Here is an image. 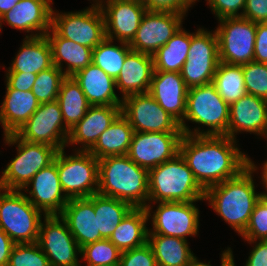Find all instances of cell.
<instances>
[{
	"instance_id": "cell-14",
	"label": "cell",
	"mask_w": 267,
	"mask_h": 266,
	"mask_svg": "<svg viewBox=\"0 0 267 266\" xmlns=\"http://www.w3.org/2000/svg\"><path fill=\"white\" fill-rule=\"evenodd\" d=\"M121 113L128 119L134 132H182L180 123L149 92L125 97Z\"/></svg>"
},
{
	"instance_id": "cell-11",
	"label": "cell",
	"mask_w": 267,
	"mask_h": 266,
	"mask_svg": "<svg viewBox=\"0 0 267 266\" xmlns=\"http://www.w3.org/2000/svg\"><path fill=\"white\" fill-rule=\"evenodd\" d=\"M77 11L58 13L52 10L51 27L63 38L94 49L105 38V21L97 2Z\"/></svg>"
},
{
	"instance_id": "cell-51",
	"label": "cell",
	"mask_w": 267,
	"mask_h": 266,
	"mask_svg": "<svg viewBox=\"0 0 267 266\" xmlns=\"http://www.w3.org/2000/svg\"><path fill=\"white\" fill-rule=\"evenodd\" d=\"M233 261V252L231 248H227L221 255V266H228ZM187 266H211L210 264L200 262L195 256Z\"/></svg>"
},
{
	"instance_id": "cell-12",
	"label": "cell",
	"mask_w": 267,
	"mask_h": 266,
	"mask_svg": "<svg viewBox=\"0 0 267 266\" xmlns=\"http://www.w3.org/2000/svg\"><path fill=\"white\" fill-rule=\"evenodd\" d=\"M70 130L65 126L57 100L40 104L28 121L15 133L20 139L65 148Z\"/></svg>"
},
{
	"instance_id": "cell-20",
	"label": "cell",
	"mask_w": 267,
	"mask_h": 266,
	"mask_svg": "<svg viewBox=\"0 0 267 266\" xmlns=\"http://www.w3.org/2000/svg\"><path fill=\"white\" fill-rule=\"evenodd\" d=\"M188 88L178 72L154 71L149 94L181 123L186 113Z\"/></svg>"
},
{
	"instance_id": "cell-45",
	"label": "cell",
	"mask_w": 267,
	"mask_h": 266,
	"mask_svg": "<svg viewBox=\"0 0 267 266\" xmlns=\"http://www.w3.org/2000/svg\"><path fill=\"white\" fill-rule=\"evenodd\" d=\"M197 0H143L147 11L175 12L185 14Z\"/></svg>"
},
{
	"instance_id": "cell-17",
	"label": "cell",
	"mask_w": 267,
	"mask_h": 266,
	"mask_svg": "<svg viewBox=\"0 0 267 266\" xmlns=\"http://www.w3.org/2000/svg\"><path fill=\"white\" fill-rule=\"evenodd\" d=\"M184 16L175 12L146 11L130 48L152 56L181 28Z\"/></svg>"
},
{
	"instance_id": "cell-57",
	"label": "cell",
	"mask_w": 267,
	"mask_h": 266,
	"mask_svg": "<svg viewBox=\"0 0 267 266\" xmlns=\"http://www.w3.org/2000/svg\"><path fill=\"white\" fill-rule=\"evenodd\" d=\"M228 266H236L234 263V256H233V261Z\"/></svg>"
},
{
	"instance_id": "cell-15",
	"label": "cell",
	"mask_w": 267,
	"mask_h": 266,
	"mask_svg": "<svg viewBox=\"0 0 267 266\" xmlns=\"http://www.w3.org/2000/svg\"><path fill=\"white\" fill-rule=\"evenodd\" d=\"M37 243L47 256L50 266H80L81 248L60 215L44 216Z\"/></svg>"
},
{
	"instance_id": "cell-37",
	"label": "cell",
	"mask_w": 267,
	"mask_h": 266,
	"mask_svg": "<svg viewBox=\"0 0 267 266\" xmlns=\"http://www.w3.org/2000/svg\"><path fill=\"white\" fill-rule=\"evenodd\" d=\"M113 42V40L105 38L99 43L93 49L92 63L116 80L123 67L126 55L132 49L128 43L120 42V46H117Z\"/></svg>"
},
{
	"instance_id": "cell-31",
	"label": "cell",
	"mask_w": 267,
	"mask_h": 266,
	"mask_svg": "<svg viewBox=\"0 0 267 266\" xmlns=\"http://www.w3.org/2000/svg\"><path fill=\"white\" fill-rule=\"evenodd\" d=\"M146 208H132L118 224L109 240L121 251L131 250L148 241Z\"/></svg>"
},
{
	"instance_id": "cell-35",
	"label": "cell",
	"mask_w": 267,
	"mask_h": 266,
	"mask_svg": "<svg viewBox=\"0 0 267 266\" xmlns=\"http://www.w3.org/2000/svg\"><path fill=\"white\" fill-rule=\"evenodd\" d=\"M132 208L129 203L119 199L94 194V211L101 237L109 239Z\"/></svg>"
},
{
	"instance_id": "cell-34",
	"label": "cell",
	"mask_w": 267,
	"mask_h": 266,
	"mask_svg": "<svg viewBox=\"0 0 267 266\" xmlns=\"http://www.w3.org/2000/svg\"><path fill=\"white\" fill-rule=\"evenodd\" d=\"M65 126L71 130L91 106L81 87L72 76H66L57 96Z\"/></svg>"
},
{
	"instance_id": "cell-25",
	"label": "cell",
	"mask_w": 267,
	"mask_h": 266,
	"mask_svg": "<svg viewBox=\"0 0 267 266\" xmlns=\"http://www.w3.org/2000/svg\"><path fill=\"white\" fill-rule=\"evenodd\" d=\"M154 72L153 57L131 50L115 80L116 88L122 93V100L130 95L148 93Z\"/></svg>"
},
{
	"instance_id": "cell-44",
	"label": "cell",
	"mask_w": 267,
	"mask_h": 266,
	"mask_svg": "<svg viewBox=\"0 0 267 266\" xmlns=\"http://www.w3.org/2000/svg\"><path fill=\"white\" fill-rule=\"evenodd\" d=\"M245 3L246 0H207V4L218 20L225 17H242ZM239 10H242L241 13L238 12Z\"/></svg>"
},
{
	"instance_id": "cell-6",
	"label": "cell",
	"mask_w": 267,
	"mask_h": 266,
	"mask_svg": "<svg viewBox=\"0 0 267 266\" xmlns=\"http://www.w3.org/2000/svg\"><path fill=\"white\" fill-rule=\"evenodd\" d=\"M7 145L18 144L17 156L2 172L0 188L21 190L41 169L54 162L58 150L47 144L32 143L20 139L15 133L4 136Z\"/></svg>"
},
{
	"instance_id": "cell-48",
	"label": "cell",
	"mask_w": 267,
	"mask_h": 266,
	"mask_svg": "<svg viewBox=\"0 0 267 266\" xmlns=\"http://www.w3.org/2000/svg\"><path fill=\"white\" fill-rule=\"evenodd\" d=\"M254 61L267 64V22L257 23Z\"/></svg>"
},
{
	"instance_id": "cell-4",
	"label": "cell",
	"mask_w": 267,
	"mask_h": 266,
	"mask_svg": "<svg viewBox=\"0 0 267 266\" xmlns=\"http://www.w3.org/2000/svg\"><path fill=\"white\" fill-rule=\"evenodd\" d=\"M148 190L149 203L153 201L154 204L201 201L205 194L179 153L173 159L148 170Z\"/></svg>"
},
{
	"instance_id": "cell-27",
	"label": "cell",
	"mask_w": 267,
	"mask_h": 266,
	"mask_svg": "<svg viewBox=\"0 0 267 266\" xmlns=\"http://www.w3.org/2000/svg\"><path fill=\"white\" fill-rule=\"evenodd\" d=\"M40 103L30 91L12 89L6 84V95L0 106V123L4 136L16 133L37 110Z\"/></svg>"
},
{
	"instance_id": "cell-28",
	"label": "cell",
	"mask_w": 267,
	"mask_h": 266,
	"mask_svg": "<svg viewBox=\"0 0 267 266\" xmlns=\"http://www.w3.org/2000/svg\"><path fill=\"white\" fill-rule=\"evenodd\" d=\"M45 36L51 46L53 65L65 76H73L92 63L93 49L61 37L52 27ZM63 61L67 65L64 70Z\"/></svg>"
},
{
	"instance_id": "cell-46",
	"label": "cell",
	"mask_w": 267,
	"mask_h": 266,
	"mask_svg": "<svg viewBox=\"0 0 267 266\" xmlns=\"http://www.w3.org/2000/svg\"><path fill=\"white\" fill-rule=\"evenodd\" d=\"M242 17L255 23L267 22V0H246Z\"/></svg>"
},
{
	"instance_id": "cell-49",
	"label": "cell",
	"mask_w": 267,
	"mask_h": 266,
	"mask_svg": "<svg viewBox=\"0 0 267 266\" xmlns=\"http://www.w3.org/2000/svg\"><path fill=\"white\" fill-rule=\"evenodd\" d=\"M248 243L256 244L255 247L253 246L245 266H267V240L248 241Z\"/></svg>"
},
{
	"instance_id": "cell-21",
	"label": "cell",
	"mask_w": 267,
	"mask_h": 266,
	"mask_svg": "<svg viewBox=\"0 0 267 266\" xmlns=\"http://www.w3.org/2000/svg\"><path fill=\"white\" fill-rule=\"evenodd\" d=\"M60 217L66 222L80 248L103 239L94 211V195L69 199Z\"/></svg>"
},
{
	"instance_id": "cell-40",
	"label": "cell",
	"mask_w": 267,
	"mask_h": 266,
	"mask_svg": "<svg viewBox=\"0 0 267 266\" xmlns=\"http://www.w3.org/2000/svg\"><path fill=\"white\" fill-rule=\"evenodd\" d=\"M7 266H50V263L36 242L14 244Z\"/></svg>"
},
{
	"instance_id": "cell-9",
	"label": "cell",
	"mask_w": 267,
	"mask_h": 266,
	"mask_svg": "<svg viewBox=\"0 0 267 266\" xmlns=\"http://www.w3.org/2000/svg\"><path fill=\"white\" fill-rule=\"evenodd\" d=\"M218 22L220 62L242 66L254 61L257 23L243 17H225Z\"/></svg>"
},
{
	"instance_id": "cell-30",
	"label": "cell",
	"mask_w": 267,
	"mask_h": 266,
	"mask_svg": "<svg viewBox=\"0 0 267 266\" xmlns=\"http://www.w3.org/2000/svg\"><path fill=\"white\" fill-rule=\"evenodd\" d=\"M134 130L120 113L88 150L98 160L107 156L127 155Z\"/></svg>"
},
{
	"instance_id": "cell-56",
	"label": "cell",
	"mask_w": 267,
	"mask_h": 266,
	"mask_svg": "<svg viewBox=\"0 0 267 266\" xmlns=\"http://www.w3.org/2000/svg\"><path fill=\"white\" fill-rule=\"evenodd\" d=\"M2 22H3V20H2V16L0 15V31H1V26H2Z\"/></svg>"
},
{
	"instance_id": "cell-7",
	"label": "cell",
	"mask_w": 267,
	"mask_h": 266,
	"mask_svg": "<svg viewBox=\"0 0 267 266\" xmlns=\"http://www.w3.org/2000/svg\"><path fill=\"white\" fill-rule=\"evenodd\" d=\"M41 213L21 190L0 188V228L15 244L38 241Z\"/></svg>"
},
{
	"instance_id": "cell-8",
	"label": "cell",
	"mask_w": 267,
	"mask_h": 266,
	"mask_svg": "<svg viewBox=\"0 0 267 266\" xmlns=\"http://www.w3.org/2000/svg\"><path fill=\"white\" fill-rule=\"evenodd\" d=\"M57 152V171L63 192L68 199L85 198L98 191V159L89 151L76 150L73 155Z\"/></svg>"
},
{
	"instance_id": "cell-52",
	"label": "cell",
	"mask_w": 267,
	"mask_h": 266,
	"mask_svg": "<svg viewBox=\"0 0 267 266\" xmlns=\"http://www.w3.org/2000/svg\"><path fill=\"white\" fill-rule=\"evenodd\" d=\"M20 0H0V15L3 16L10 11Z\"/></svg>"
},
{
	"instance_id": "cell-24",
	"label": "cell",
	"mask_w": 267,
	"mask_h": 266,
	"mask_svg": "<svg viewBox=\"0 0 267 266\" xmlns=\"http://www.w3.org/2000/svg\"><path fill=\"white\" fill-rule=\"evenodd\" d=\"M122 105L90 106L85 116L70 130L67 145L81 144L78 150L88 151L98 137L121 113Z\"/></svg>"
},
{
	"instance_id": "cell-47",
	"label": "cell",
	"mask_w": 267,
	"mask_h": 266,
	"mask_svg": "<svg viewBox=\"0 0 267 266\" xmlns=\"http://www.w3.org/2000/svg\"><path fill=\"white\" fill-rule=\"evenodd\" d=\"M37 74L23 72H6V84L19 91H30Z\"/></svg>"
},
{
	"instance_id": "cell-32",
	"label": "cell",
	"mask_w": 267,
	"mask_h": 266,
	"mask_svg": "<svg viewBox=\"0 0 267 266\" xmlns=\"http://www.w3.org/2000/svg\"><path fill=\"white\" fill-rule=\"evenodd\" d=\"M147 242L153 250L157 266H187L195 257L187 240L181 238L148 234Z\"/></svg>"
},
{
	"instance_id": "cell-5",
	"label": "cell",
	"mask_w": 267,
	"mask_h": 266,
	"mask_svg": "<svg viewBox=\"0 0 267 266\" xmlns=\"http://www.w3.org/2000/svg\"><path fill=\"white\" fill-rule=\"evenodd\" d=\"M229 112L230 105L218 94L212 82L192 87L187 92L186 113L180 128L185 135L228 136ZM185 120L210 129L201 131L198 127L192 131L186 126Z\"/></svg>"
},
{
	"instance_id": "cell-26",
	"label": "cell",
	"mask_w": 267,
	"mask_h": 266,
	"mask_svg": "<svg viewBox=\"0 0 267 266\" xmlns=\"http://www.w3.org/2000/svg\"><path fill=\"white\" fill-rule=\"evenodd\" d=\"M72 77L81 87L91 106L122 105V98L115 92V80L94 63H90Z\"/></svg>"
},
{
	"instance_id": "cell-54",
	"label": "cell",
	"mask_w": 267,
	"mask_h": 266,
	"mask_svg": "<svg viewBox=\"0 0 267 266\" xmlns=\"http://www.w3.org/2000/svg\"><path fill=\"white\" fill-rule=\"evenodd\" d=\"M264 187H265V192L261 193L260 199L267 205V186Z\"/></svg>"
},
{
	"instance_id": "cell-13",
	"label": "cell",
	"mask_w": 267,
	"mask_h": 266,
	"mask_svg": "<svg viewBox=\"0 0 267 266\" xmlns=\"http://www.w3.org/2000/svg\"><path fill=\"white\" fill-rule=\"evenodd\" d=\"M195 202H159L155 212L150 205L146 207L148 217L152 216L153 228L148 234L172 236L187 240V236H196L199 228V210ZM153 215H151V213Z\"/></svg>"
},
{
	"instance_id": "cell-18",
	"label": "cell",
	"mask_w": 267,
	"mask_h": 266,
	"mask_svg": "<svg viewBox=\"0 0 267 266\" xmlns=\"http://www.w3.org/2000/svg\"><path fill=\"white\" fill-rule=\"evenodd\" d=\"M105 1L104 4L102 0H98L97 3L104 16L106 38L130 44L147 11L146 7L137 0Z\"/></svg>"
},
{
	"instance_id": "cell-1",
	"label": "cell",
	"mask_w": 267,
	"mask_h": 266,
	"mask_svg": "<svg viewBox=\"0 0 267 266\" xmlns=\"http://www.w3.org/2000/svg\"><path fill=\"white\" fill-rule=\"evenodd\" d=\"M236 140L226 135H185L179 154L194 174L199 185L211 186L238 176L249 166V157L240 151Z\"/></svg>"
},
{
	"instance_id": "cell-36",
	"label": "cell",
	"mask_w": 267,
	"mask_h": 266,
	"mask_svg": "<svg viewBox=\"0 0 267 266\" xmlns=\"http://www.w3.org/2000/svg\"><path fill=\"white\" fill-rule=\"evenodd\" d=\"M212 83L215 85L218 94L229 105L247 94L241 65L220 62Z\"/></svg>"
},
{
	"instance_id": "cell-19",
	"label": "cell",
	"mask_w": 267,
	"mask_h": 266,
	"mask_svg": "<svg viewBox=\"0 0 267 266\" xmlns=\"http://www.w3.org/2000/svg\"><path fill=\"white\" fill-rule=\"evenodd\" d=\"M30 185L32 188L29 191ZM22 190L29 192L30 196L26 195L27 199L38 210L43 211V217L61 214L69 199L63 193L60 184L57 154L54 162L37 172Z\"/></svg>"
},
{
	"instance_id": "cell-33",
	"label": "cell",
	"mask_w": 267,
	"mask_h": 266,
	"mask_svg": "<svg viewBox=\"0 0 267 266\" xmlns=\"http://www.w3.org/2000/svg\"><path fill=\"white\" fill-rule=\"evenodd\" d=\"M191 33L181 28L153 55L154 71L178 72L188 57Z\"/></svg>"
},
{
	"instance_id": "cell-55",
	"label": "cell",
	"mask_w": 267,
	"mask_h": 266,
	"mask_svg": "<svg viewBox=\"0 0 267 266\" xmlns=\"http://www.w3.org/2000/svg\"><path fill=\"white\" fill-rule=\"evenodd\" d=\"M262 136L267 138V124H266V128H265V131L263 132Z\"/></svg>"
},
{
	"instance_id": "cell-41",
	"label": "cell",
	"mask_w": 267,
	"mask_h": 266,
	"mask_svg": "<svg viewBox=\"0 0 267 266\" xmlns=\"http://www.w3.org/2000/svg\"><path fill=\"white\" fill-rule=\"evenodd\" d=\"M242 69L247 94L267 100V64L252 61Z\"/></svg>"
},
{
	"instance_id": "cell-50",
	"label": "cell",
	"mask_w": 267,
	"mask_h": 266,
	"mask_svg": "<svg viewBox=\"0 0 267 266\" xmlns=\"http://www.w3.org/2000/svg\"><path fill=\"white\" fill-rule=\"evenodd\" d=\"M14 242L0 228V266H7Z\"/></svg>"
},
{
	"instance_id": "cell-22",
	"label": "cell",
	"mask_w": 267,
	"mask_h": 266,
	"mask_svg": "<svg viewBox=\"0 0 267 266\" xmlns=\"http://www.w3.org/2000/svg\"><path fill=\"white\" fill-rule=\"evenodd\" d=\"M51 2L52 0H20L2 16V20L14 29L31 32L26 37L46 35L51 29ZM33 31L38 33L34 34Z\"/></svg>"
},
{
	"instance_id": "cell-39",
	"label": "cell",
	"mask_w": 267,
	"mask_h": 266,
	"mask_svg": "<svg viewBox=\"0 0 267 266\" xmlns=\"http://www.w3.org/2000/svg\"><path fill=\"white\" fill-rule=\"evenodd\" d=\"M66 76L55 65L37 74L31 91L40 104L57 100L61 83Z\"/></svg>"
},
{
	"instance_id": "cell-2",
	"label": "cell",
	"mask_w": 267,
	"mask_h": 266,
	"mask_svg": "<svg viewBox=\"0 0 267 266\" xmlns=\"http://www.w3.org/2000/svg\"><path fill=\"white\" fill-rule=\"evenodd\" d=\"M257 166L249 159V166L238 176L205 190L204 200L211 208L230 224L239 235L246 229L261 193L255 191L253 172ZM258 193V194H257Z\"/></svg>"
},
{
	"instance_id": "cell-42",
	"label": "cell",
	"mask_w": 267,
	"mask_h": 266,
	"mask_svg": "<svg viewBox=\"0 0 267 266\" xmlns=\"http://www.w3.org/2000/svg\"><path fill=\"white\" fill-rule=\"evenodd\" d=\"M240 236L246 241L267 240V205L261 199L256 203L249 223Z\"/></svg>"
},
{
	"instance_id": "cell-29",
	"label": "cell",
	"mask_w": 267,
	"mask_h": 266,
	"mask_svg": "<svg viewBox=\"0 0 267 266\" xmlns=\"http://www.w3.org/2000/svg\"><path fill=\"white\" fill-rule=\"evenodd\" d=\"M52 66V50L46 36L25 37L6 72L38 74Z\"/></svg>"
},
{
	"instance_id": "cell-3",
	"label": "cell",
	"mask_w": 267,
	"mask_h": 266,
	"mask_svg": "<svg viewBox=\"0 0 267 266\" xmlns=\"http://www.w3.org/2000/svg\"><path fill=\"white\" fill-rule=\"evenodd\" d=\"M98 170V194L127 202L133 208L149 205L146 168L137 165L127 155H117L99 159Z\"/></svg>"
},
{
	"instance_id": "cell-16",
	"label": "cell",
	"mask_w": 267,
	"mask_h": 266,
	"mask_svg": "<svg viewBox=\"0 0 267 266\" xmlns=\"http://www.w3.org/2000/svg\"><path fill=\"white\" fill-rule=\"evenodd\" d=\"M182 132H134L127 156L150 170L179 153Z\"/></svg>"
},
{
	"instance_id": "cell-23",
	"label": "cell",
	"mask_w": 267,
	"mask_h": 266,
	"mask_svg": "<svg viewBox=\"0 0 267 266\" xmlns=\"http://www.w3.org/2000/svg\"><path fill=\"white\" fill-rule=\"evenodd\" d=\"M267 124V100L246 94L230 104L228 137L236 140L238 132L261 135Z\"/></svg>"
},
{
	"instance_id": "cell-53",
	"label": "cell",
	"mask_w": 267,
	"mask_h": 266,
	"mask_svg": "<svg viewBox=\"0 0 267 266\" xmlns=\"http://www.w3.org/2000/svg\"><path fill=\"white\" fill-rule=\"evenodd\" d=\"M262 174L261 178H262V184H264L263 186H267V160L264 162V164L262 165Z\"/></svg>"
},
{
	"instance_id": "cell-43",
	"label": "cell",
	"mask_w": 267,
	"mask_h": 266,
	"mask_svg": "<svg viewBox=\"0 0 267 266\" xmlns=\"http://www.w3.org/2000/svg\"><path fill=\"white\" fill-rule=\"evenodd\" d=\"M119 266H157L153 250L148 242L121 253Z\"/></svg>"
},
{
	"instance_id": "cell-10",
	"label": "cell",
	"mask_w": 267,
	"mask_h": 266,
	"mask_svg": "<svg viewBox=\"0 0 267 266\" xmlns=\"http://www.w3.org/2000/svg\"><path fill=\"white\" fill-rule=\"evenodd\" d=\"M219 63L216 32L199 28L191 33L188 57L180 71L186 87L189 89L211 83Z\"/></svg>"
},
{
	"instance_id": "cell-38",
	"label": "cell",
	"mask_w": 267,
	"mask_h": 266,
	"mask_svg": "<svg viewBox=\"0 0 267 266\" xmlns=\"http://www.w3.org/2000/svg\"><path fill=\"white\" fill-rule=\"evenodd\" d=\"M121 253L109 239H102L81 247L80 256L87 262L86 266H108L119 265Z\"/></svg>"
}]
</instances>
